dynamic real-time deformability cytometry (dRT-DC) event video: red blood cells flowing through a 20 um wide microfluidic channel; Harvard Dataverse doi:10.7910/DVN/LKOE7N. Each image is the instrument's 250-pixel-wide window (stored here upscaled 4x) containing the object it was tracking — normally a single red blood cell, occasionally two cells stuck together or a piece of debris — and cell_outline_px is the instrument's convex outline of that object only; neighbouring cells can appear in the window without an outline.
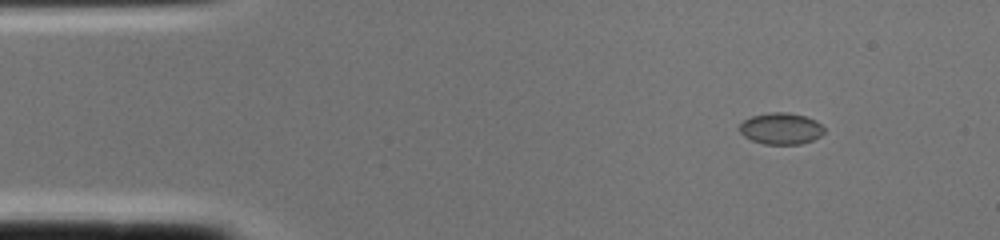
{"species": "common noctule bat (a hibernating species)", "species_latin": "Nyctalus noctula", "temperature_condition": "cold", "stored_images_in_passage": 1, "camera_frame_rate_fps": 3000, "um_per_image_px": 0.085, "animal": {"sex": "female", "body_mass_g": 22.0, "forearm_length_mm": 56.7}, "frame": {"image": 1, "passage_image": 1, "time_ms": 0.0, "image_size_px": [1000, 240], "cell_outline_px": [[824, 132], [820, 136], [812, 140], [800, 144], [764, 144], [752, 140], [744, 136], [740, 132], [740, 124], [744, 120], [752, 116], [768, 112], [788, 112], [804, 116], [816, 120], [824, 128]], "centroid_in_image_um": [66.38, 10.92], "position_along_channel_um": 18.6, "area_um2": 15.49}}